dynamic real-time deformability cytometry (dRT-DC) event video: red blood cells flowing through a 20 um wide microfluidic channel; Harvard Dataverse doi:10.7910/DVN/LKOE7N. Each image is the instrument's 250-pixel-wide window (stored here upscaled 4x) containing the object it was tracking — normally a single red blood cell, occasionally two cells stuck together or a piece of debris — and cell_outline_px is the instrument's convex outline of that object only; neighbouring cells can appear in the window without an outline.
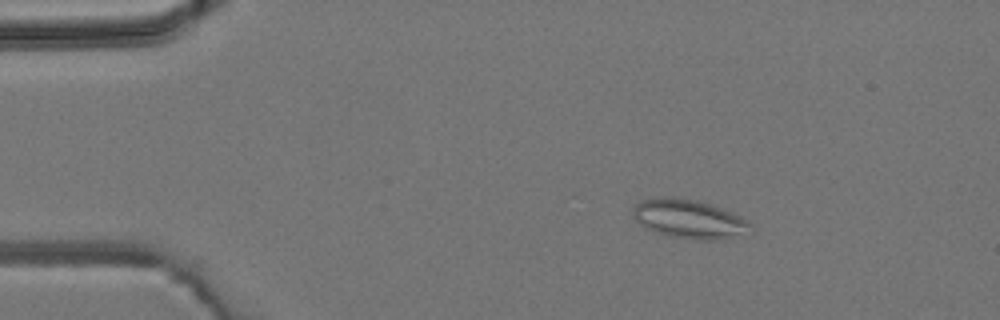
{"species": "common noctule bat (a hibernating species)", "species_latin": "Nyctalus noctula", "temperature_condition": "room temperature", "stored_images_in_passage": 6, "camera_frame_rate_fps": 3000, "um_per_image_px": 0.085, "animal": {"sex": "male", "body_mass_g": 19.2, "forearm_length_mm": 51.8}, "frame": {"image": 1, "passage_image": 3, "time_ms": 2.333, "image_size_px": [1000, 320], "cell_outline_px": [[752, 228], [724, 240], [700, 240], [668, 236], [644, 228], [632, 216], [632, 208], [640, 200], [664, 196], [672, 196], [696, 200], [720, 208], [740, 216], [752, 224]], "centroid_in_image_um": [58.49, 18.61], "position_along_channel_um": 26.5, "area_um2": 26.59}}